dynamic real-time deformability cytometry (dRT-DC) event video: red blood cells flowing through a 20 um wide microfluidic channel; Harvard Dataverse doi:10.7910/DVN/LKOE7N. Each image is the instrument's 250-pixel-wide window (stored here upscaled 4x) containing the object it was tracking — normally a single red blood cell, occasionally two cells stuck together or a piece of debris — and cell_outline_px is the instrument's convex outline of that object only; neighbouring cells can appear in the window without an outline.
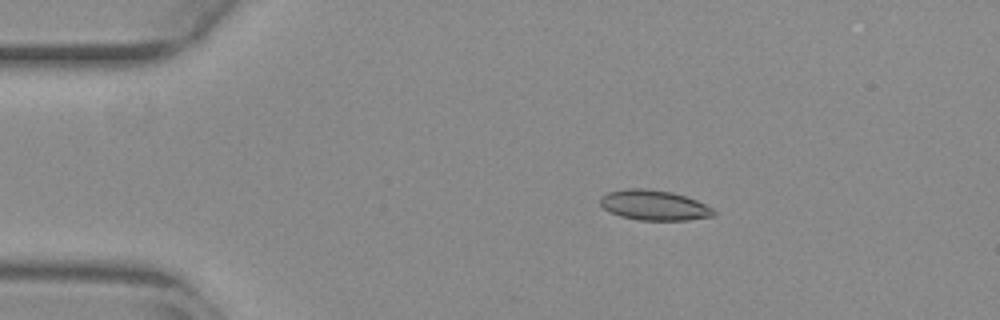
{"species": "common noctule bat (a hibernating species)", "species_latin": "Nyctalus noctula", "temperature_condition": "warm", "stored_images_in_passage": 52, "camera_frame_rate_fps": 3000, "um_per_image_px": 0.085, "animal": {"sex": "female", "body_mass_g": 29.2, "forearm_length_mm": 56.3}, "frame": {"image": 1, "passage_image": 9, "time_ms": 2.667, "image_size_px": [1000, 320], "cell_outline_px": [[716, 212], [712, 216], [688, 220], [640, 220], [620, 216], [604, 208], [600, 204], [600, 200], [608, 192], [628, 188], [644, 188], [672, 192], [696, 200], [712, 208]], "centroid_in_image_um": [55.61, 17.44], "position_along_channel_um": 29.4, "area_um2": 19.65}}
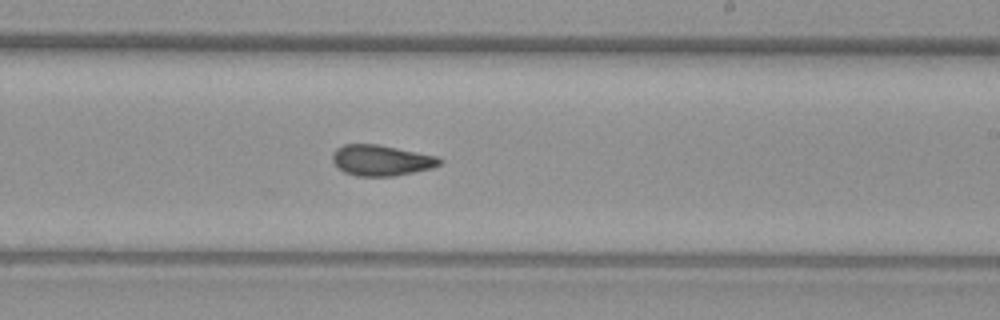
{"frame": {"image": 2, "passage_image": 31, "time_ms": 10.0, "image_size_px": [1000, 320], "cell_outline_px": [[444, 160], [440, 164], [432, 168], [392, 176], [356, 176], [344, 172], [332, 160], [332, 152], [336, 148], [344, 144], [376, 144], [440, 156]], "centroid_in_image_um": [32.42, 13.62], "position_along_channel_um": 256.6, "area_um2": 19.25}}
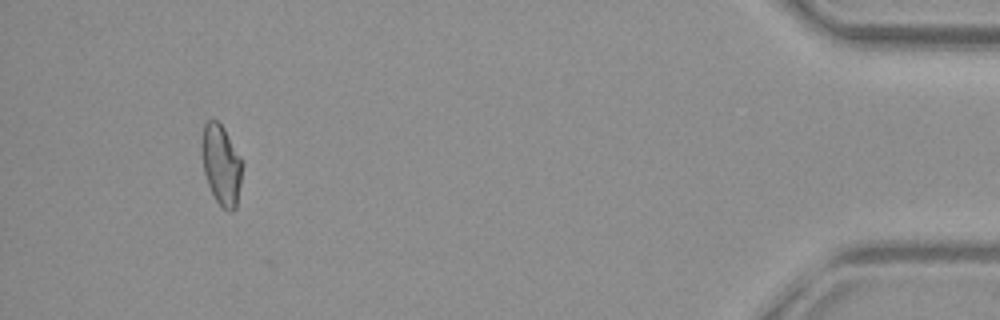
{"frame": {"image": 3, "passage_image": 49, "time_ms": 16.0, "image_size_px": [1000, 320], "cell_outline_px": [[244, 164], [236, 208], [232, 212], [228, 212], [216, 200], [208, 184], [204, 172], [200, 152], [200, 144], [204, 124], [208, 120], [216, 120], [224, 128]], "centroid_in_image_um": [18.8, 14.0], "position_along_channel_um": 416.4, "area_um2": 19.13}, "authors_computed_cell_mechanics": {"area_um2": 19.1318, "velocity_mm_per_s": 3.8873, "shape_relaxation_time_tau1_ms": null, "shape_relaxation_time_tau2_ms": 1.8982, "deformation_change_tau1": null, "deformation_change_tau2": 0.085}}